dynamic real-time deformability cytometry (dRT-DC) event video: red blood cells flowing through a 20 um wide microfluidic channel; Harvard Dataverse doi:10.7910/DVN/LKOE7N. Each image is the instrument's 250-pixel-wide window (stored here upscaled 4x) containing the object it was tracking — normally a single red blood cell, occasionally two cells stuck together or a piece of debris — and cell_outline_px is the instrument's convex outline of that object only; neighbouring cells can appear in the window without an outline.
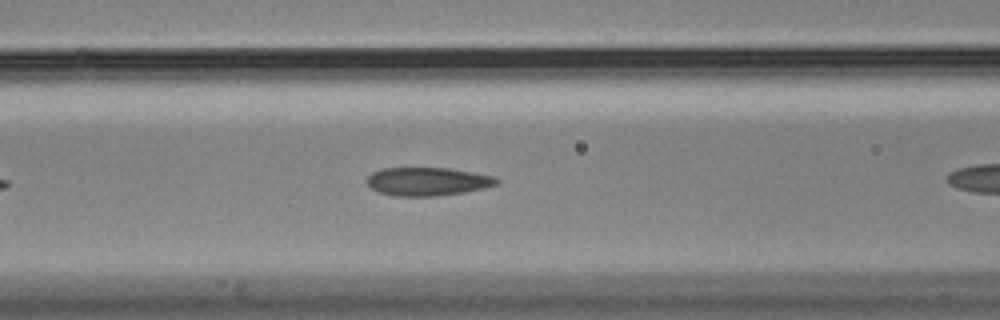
{"species": "Egyptian fruit bat (a non-hibernating species)", "species_latin": "Rousettus aegyptiacus", "temperature_condition": "cold", "stored_images_in_passage": 17, "camera_frame_rate_fps": 3000, "um_per_image_px": 0.085, "animal": {"sex": "male"}, "frame": {"image": 1, "passage_image": 12, "time_ms": 3.667, "image_size_px": [1000, 320], "cell_outline_px": [[500, 180], [496, 184], [464, 192], [436, 196], [392, 196], [376, 192], [364, 180], [372, 172], [380, 168], [448, 168], [496, 176]], "centroid_in_image_um": [36.28, 15.42], "position_along_channel_um": 130.3, "area_um2": 21.5}}
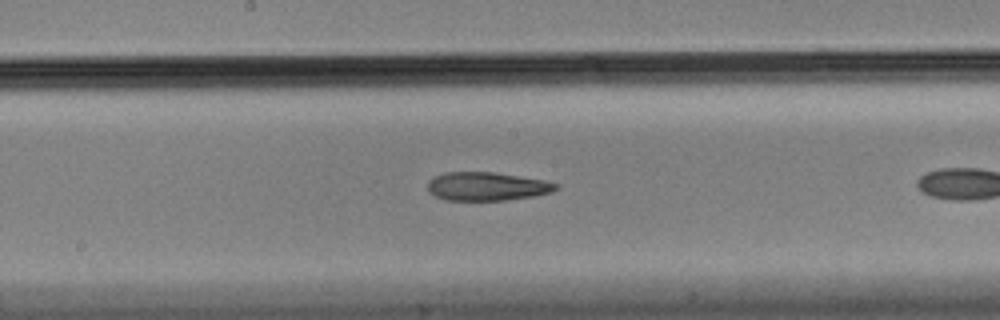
{"frame": {"image": 2, "passage_image": 15, "time_ms": 4.667, "image_size_px": [1000, 320], "cell_outline_px": [[560, 188], [552, 192], [532, 196], [504, 200], [444, 200], [428, 192], [428, 180], [444, 172], [496, 172], [544, 180], [560, 184]], "centroid_in_image_um": [41.4, 15.84], "position_along_channel_um": 206.8, "area_um2": 21.39}}